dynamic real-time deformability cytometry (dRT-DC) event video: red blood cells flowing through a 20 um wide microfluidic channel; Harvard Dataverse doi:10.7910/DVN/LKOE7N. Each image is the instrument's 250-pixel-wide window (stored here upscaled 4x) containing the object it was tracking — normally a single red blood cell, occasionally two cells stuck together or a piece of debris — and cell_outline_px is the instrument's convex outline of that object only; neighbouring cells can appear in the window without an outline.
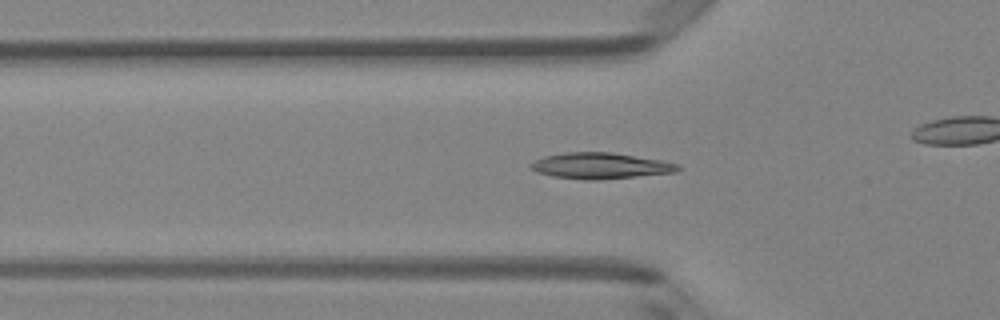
{"species": "Egyptian fruit bat (a non-hibernating species)", "species_latin": "Rousettus aegyptiacus", "temperature_condition": "room temperature", "stored_images_in_passage": 41, "camera_frame_rate_fps": 3000, "um_per_image_px": 0.085, "animal": {"sex": "female"}, "frame": {"image": 1, "passage_image": 17, "time_ms": 5.333, "image_size_px": [1000, 320], "cell_outline_px": [[680, 168], [676, 172], [600, 180], [584, 180], [552, 176], [536, 172], [528, 164], [532, 160], [544, 156], [564, 152], [612, 152], [660, 160], [680, 164]], "centroid_in_image_um": [50.99, 14.09], "position_along_channel_um": 74.8, "area_um2": 22.48}}
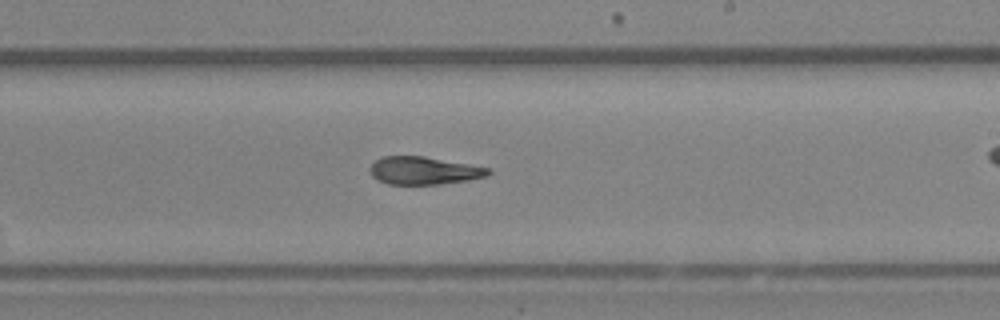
{"frame": {"image": 2, "passage_image": 30, "time_ms": 9.667, "image_size_px": [1000, 320], "cell_outline_px": [[492, 172], [488, 176], [468, 180], [440, 184], [388, 184], [376, 180], [372, 176], [368, 168], [380, 156], [424, 156], [492, 168]], "centroid_in_image_um": [36.03, 14.5], "position_along_channel_um": 253.0, "area_um2": 19.36}}
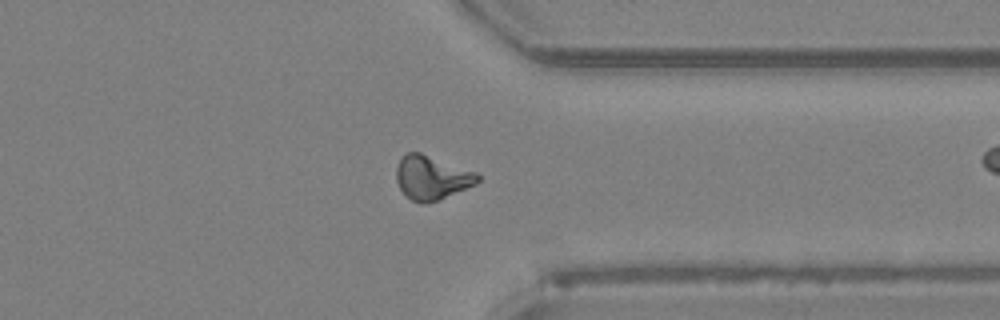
{"frame": {"image": 3, "passage_image": 39, "time_ms": 12.667, "image_size_px": [1000, 320], "cell_outline_px": [[480, 180], [476, 184], [436, 200], [424, 204], [420, 204], [412, 200], [400, 188], [396, 180], [396, 168], [400, 156], [408, 152], [420, 152], [476, 172], [480, 176]], "centroid_in_image_um": [36.67, 15.08], "position_along_channel_um": 374.7, "area_um2": 20.63}}